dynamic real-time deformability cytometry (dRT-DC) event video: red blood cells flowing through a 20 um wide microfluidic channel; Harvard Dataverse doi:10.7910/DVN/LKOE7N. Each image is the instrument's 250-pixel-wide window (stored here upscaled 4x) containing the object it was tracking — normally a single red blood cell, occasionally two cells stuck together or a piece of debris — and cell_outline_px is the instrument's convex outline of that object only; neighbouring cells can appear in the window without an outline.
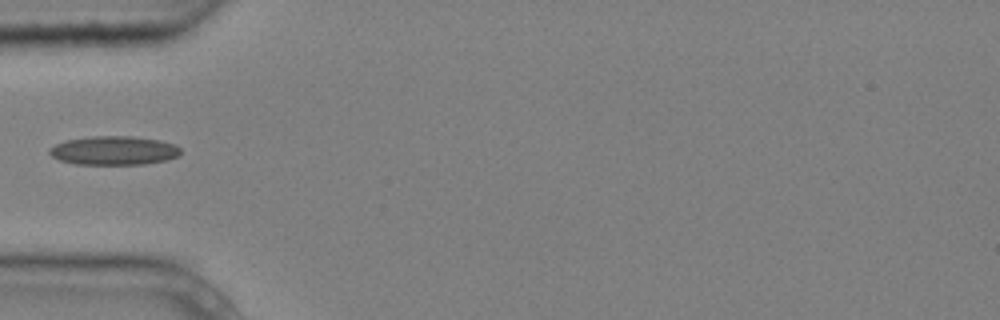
{"species": "common noctule bat (a hibernating species)", "species_latin": "Nyctalus noctula", "temperature_condition": "cold", "stored_images_in_passage": 6, "camera_frame_rate_fps": 3000, "um_per_image_px": 0.085, "animal": {"sex": "male", "body_mass_g": 20.4}, "frame": {"image": 1, "passage_image": 6, "time_ms": 1.667, "image_size_px": [1000, 320], "cell_outline_px": [[180, 152], [176, 156], [168, 160], [144, 164], [76, 164], [60, 160], [52, 156], [48, 152], [48, 148], [56, 144], [68, 140], [92, 136], [132, 136], [160, 140], [176, 144], [180, 148]], "centroid_in_image_um": [9.69, 12.79], "position_along_channel_um": 75.3, "area_um2": 22.02}}